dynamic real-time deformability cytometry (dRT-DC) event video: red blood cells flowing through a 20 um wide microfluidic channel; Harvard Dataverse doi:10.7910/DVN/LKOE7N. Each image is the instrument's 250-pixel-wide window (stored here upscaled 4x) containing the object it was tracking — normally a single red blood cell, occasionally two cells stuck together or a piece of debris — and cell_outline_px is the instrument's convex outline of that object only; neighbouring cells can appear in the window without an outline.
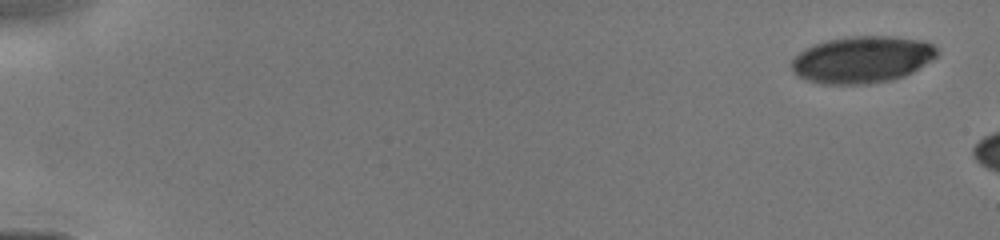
{"species": "human", "species_latin": "Homo sapiens", "temperature_condition": "cold", "stored_images_in_passage": 4, "camera_frame_rate_fps": 3000, "um_per_image_px": 0.085, "donor": {"sex": "male"}, "frame": {"image": 1, "passage_image": 1, "time_ms": 0.0, "image_size_px": [1000, 240], "cell_outline_px": [[936, 56], [912, 72], [904, 76], [892, 80], [868, 84], [820, 84], [804, 80], [796, 76], [792, 72], [792, 60], [804, 48], [812, 44], [828, 40], [852, 36], [896, 36], [928, 40], [936, 48]], "centroid_in_image_um": [73.25, 5.06], "position_along_channel_um": 11.7, "area_um2": 40.06}}